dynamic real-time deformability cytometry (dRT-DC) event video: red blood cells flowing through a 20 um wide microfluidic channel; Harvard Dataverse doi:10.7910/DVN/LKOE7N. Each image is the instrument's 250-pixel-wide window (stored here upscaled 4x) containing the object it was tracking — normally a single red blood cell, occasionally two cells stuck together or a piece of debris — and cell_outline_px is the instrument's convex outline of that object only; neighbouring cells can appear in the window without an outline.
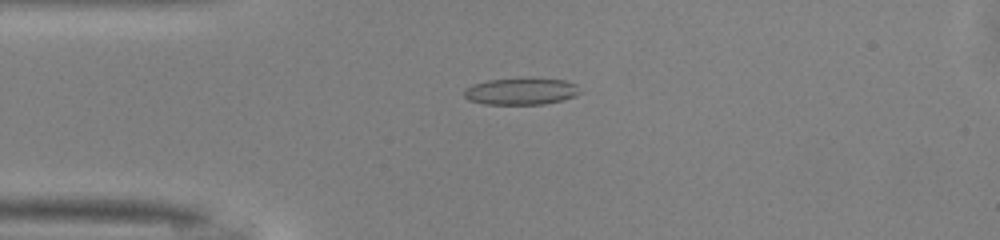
{"species": "common noctule bat (a hibernating species)", "species_latin": "Nyctalus noctula", "temperature_condition": "warm", "stored_images_in_passage": 33, "camera_frame_rate_fps": 3000, "um_per_image_px": 0.085, "animal": {"sex": "male", "body_mass_g": 13.0, "forearm_length_mm": 53.1}, "frame": {"image": 1, "passage_image": 1, "time_ms": 0.0, "image_size_px": [1000, 240], "cell_outline_px": [[580, 92], [576, 96], [564, 100], [544, 104], [484, 104], [468, 100], [464, 96], [464, 88], [472, 84], [488, 80], [528, 76], [564, 80], [576, 84]], "centroid_in_image_um": [44.29, 7.73], "position_along_channel_um": 40.7, "area_um2": 18.73}}
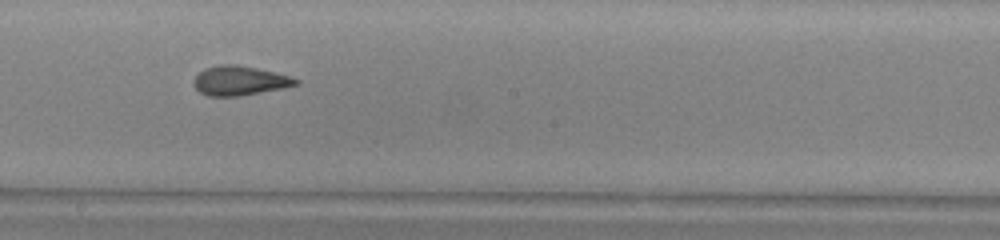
{"frame": {"image": 2, "passage_image": 16, "time_ms": 5.0, "image_size_px": [1000, 240], "cell_outline_px": [[300, 84], [284, 88], [240, 96], [208, 96], [200, 92], [192, 84], [192, 80], [204, 68], [220, 64], [236, 64], [276, 72], [300, 80]], "centroid_in_image_um": [20.36, 6.86], "position_along_channel_um": 227.8, "area_um2": 17.63}}
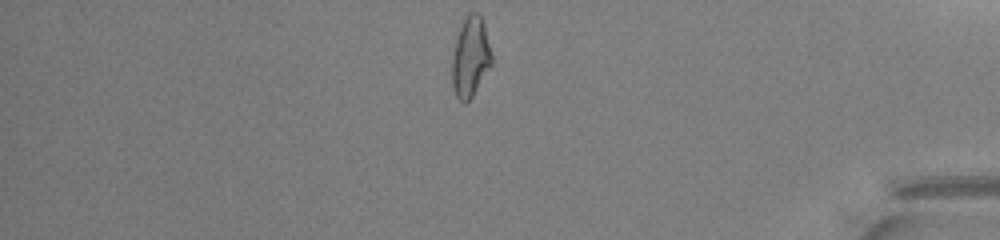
{"frame": {"image": 3, "passage_image": 31, "time_ms": 10.0, "image_size_px": [1000, 240], "cell_outline_px": [[492, 64], [472, 96], [464, 104], [456, 96], [452, 88], [452, 60], [460, 20], [468, 12], [480, 12], [484, 20], [492, 56]], "centroid_in_image_um": [39.99, 4.77], "position_along_channel_um": 395.2, "area_um2": 18.84}, "authors_computed_cell_mechanics": {"area_um2": 17.5134, "velocity_mm_per_s": 4.1348, "shape_relaxation_time_tau1_ms": 9.4206, "shape_relaxation_time_tau2_ms": 1.856, "deformation_change_tau1": 0.2233, "deformation_change_tau2": 0.1004}}